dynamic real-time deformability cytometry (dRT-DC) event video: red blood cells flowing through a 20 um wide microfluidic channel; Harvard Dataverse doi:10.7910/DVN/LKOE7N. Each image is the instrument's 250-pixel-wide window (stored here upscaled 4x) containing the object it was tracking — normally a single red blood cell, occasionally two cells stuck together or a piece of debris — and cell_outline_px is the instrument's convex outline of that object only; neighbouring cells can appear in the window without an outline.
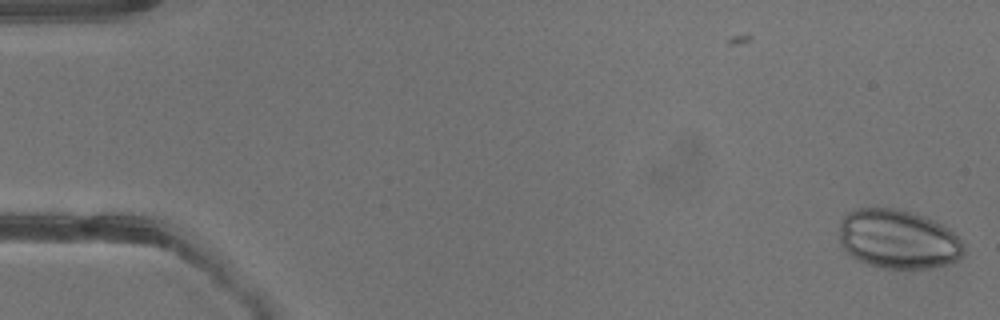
{"species": "common noctule bat (a hibernating species)", "species_latin": "Nyctalus noctula", "temperature_condition": "warm", "stored_images_in_passage": 6, "camera_frame_rate_fps": 3000, "um_per_image_px": 0.085, "animal": {"sex": "male", "body_mass_g": 13.3}, "frame": {"image": 1, "passage_image": 6, "time_ms": 1.667, "image_size_px": [1000, 320], "cell_outline_px": [[964, 252], [956, 260], [944, 264], [928, 268], [884, 268], [864, 264], [856, 260], [844, 252], [840, 244], [840, 220], [848, 212], [856, 208], [896, 208], [924, 216], [948, 228], [960, 240], [964, 248]], "centroid_in_image_um": [76.26, 20.33], "position_along_channel_um": 8.7, "area_um2": 42.95}}